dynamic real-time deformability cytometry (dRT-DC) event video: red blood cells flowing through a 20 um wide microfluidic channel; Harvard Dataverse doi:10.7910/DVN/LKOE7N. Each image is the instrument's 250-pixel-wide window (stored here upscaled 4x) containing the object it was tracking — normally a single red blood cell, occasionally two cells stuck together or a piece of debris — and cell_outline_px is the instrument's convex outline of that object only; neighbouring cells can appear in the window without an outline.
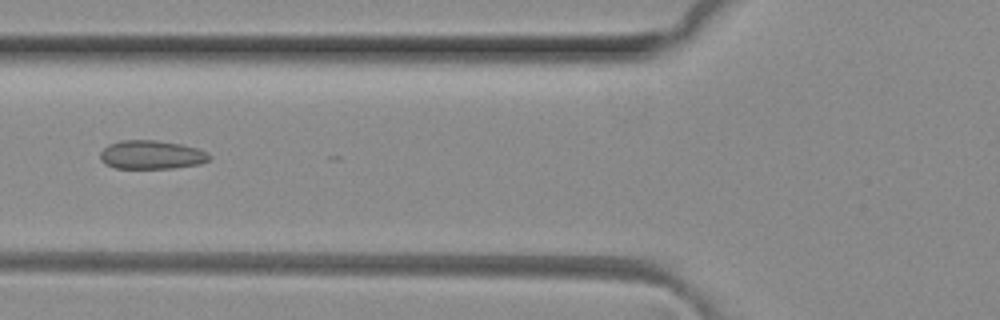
{"species": "common noctule bat (a hibernating species)", "species_latin": "Nyctalus noctula", "temperature_condition": "room temperature", "stored_images_in_passage": 6, "camera_frame_rate_fps": 3000, "um_per_image_px": 0.085, "animal": {"sex": "female", "body_mass_g": 29.2, "forearm_length_mm": 56.3}, "frame": {"image": 1, "passage_image": 5, "time_ms": 1.333, "image_size_px": [1000, 320], "cell_outline_px": [[212, 156], [208, 160], [200, 164], [172, 168], [116, 168], [100, 160], [100, 152], [108, 144], [120, 140], [156, 140], [180, 144], [196, 148], [208, 152]], "centroid_in_image_um": [12.88, 13.15], "position_along_channel_um": 112.9, "area_um2": 18.21}}
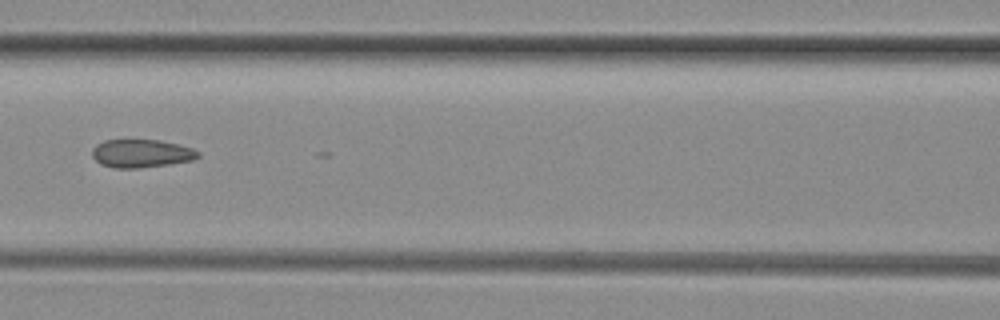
{"frame": {"image": 2, "passage_image": 6, "time_ms": 1.667, "image_size_px": [1000, 320], "cell_outline_px": [[200, 156], [192, 160], [168, 164], [140, 168], [112, 168], [100, 164], [92, 156], [92, 148], [96, 144], [104, 140], [160, 140], [192, 148], [200, 152]], "centroid_in_image_um": [11.98, 13.04], "position_along_channel_um": 154.6, "area_um2": 17.4}}